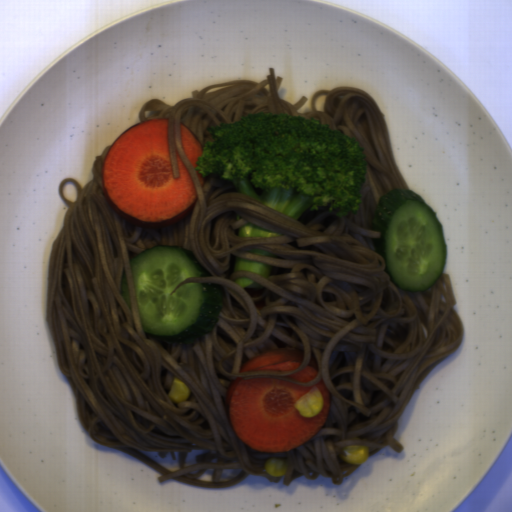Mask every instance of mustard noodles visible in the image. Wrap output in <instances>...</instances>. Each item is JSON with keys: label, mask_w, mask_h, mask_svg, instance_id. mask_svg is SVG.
<instances>
[{"label": "mustard noodles", "mask_w": 512, "mask_h": 512, "mask_svg": "<svg viewBox=\"0 0 512 512\" xmlns=\"http://www.w3.org/2000/svg\"><path fill=\"white\" fill-rule=\"evenodd\" d=\"M269 67L261 82L237 80L194 90L169 105L152 99L139 111L142 122L167 119V145L173 178L176 152L198 194L188 216L164 228H140L115 213L101 174L111 147L95 156L84 187L73 178L58 192L68 210L52 244L46 284V318L60 369L75 395L80 422L90 438L127 454L158 474L189 485L226 488L249 475L278 483L267 473L272 458L285 460L283 484L320 475L342 484L361 464L340 457L351 445L366 446L368 457L384 447L403 452L394 437L411 396L425 378L461 346L463 322L449 275L424 291L397 286L378 253L381 232L372 228L381 198L394 188L407 189L395 163L384 115L362 89L338 86L311 94V112L280 98L283 77ZM327 94L324 112L317 97ZM286 113L329 123L365 148L366 181L356 215L339 217L320 207L295 221L236 191L218 174H208L202 189L181 144V122L203 148L208 127L234 123L248 113ZM176 150V152H175ZM77 184V201L64 199L67 181ZM243 219L235 221L234 214ZM284 233L276 237H238L246 223ZM154 245H182L193 251L213 277L185 283H218L223 290L219 320L204 338L170 344L145 335L138 314L130 260ZM235 255L272 265L266 279L233 273ZM125 270L132 312L119 293ZM253 278L263 288L244 289L234 282ZM172 292V293H173ZM171 293V294H172ZM303 351L297 370L239 374L248 359L270 350ZM320 367L314 380L289 378L308 365ZM190 390L174 404L168 394L173 378ZM275 378L312 386L321 378L330 391L326 423L297 449L259 452L234 432L224 403L237 378ZM208 450L184 468L186 453ZM142 451L162 458L179 452L180 469L169 472ZM213 482L197 480L214 469ZM222 469H242L220 482Z\"/></svg>", "instance_id": "obj_1"}]
</instances>
